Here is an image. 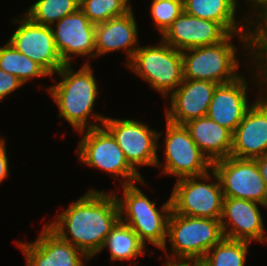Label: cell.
<instances>
[{
    "label": "cell",
    "mask_w": 267,
    "mask_h": 266,
    "mask_svg": "<svg viewBox=\"0 0 267 266\" xmlns=\"http://www.w3.org/2000/svg\"><path fill=\"white\" fill-rule=\"evenodd\" d=\"M119 216L115 194L91 188L46 225L92 259L100 254Z\"/></svg>",
    "instance_id": "1"
},
{
    "label": "cell",
    "mask_w": 267,
    "mask_h": 266,
    "mask_svg": "<svg viewBox=\"0 0 267 266\" xmlns=\"http://www.w3.org/2000/svg\"><path fill=\"white\" fill-rule=\"evenodd\" d=\"M234 37L239 38L240 44L242 43L245 52L242 54L246 56L244 66L247 64L248 68L252 65L258 58V33H233L217 44L182 51L183 79L203 80L220 85L240 77L243 73L238 69L242 65L237 58L239 51L232 41Z\"/></svg>",
    "instance_id": "2"
},
{
    "label": "cell",
    "mask_w": 267,
    "mask_h": 266,
    "mask_svg": "<svg viewBox=\"0 0 267 266\" xmlns=\"http://www.w3.org/2000/svg\"><path fill=\"white\" fill-rule=\"evenodd\" d=\"M55 74L62 81L48 86L47 93L58 106L59 117L65 119L77 132L103 126L107 116L94 110L100 91L90 61L87 59L78 71L72 64H65Z\"/></svg>",
    "instance_id": "3"
},
{
    "label": "cell",
    "mask_w": 267,
    "mask_h": 266,
    "mask_svg": "<svg viewBox=\"0 0 267 266\" xmlns=\"http://www.w3.org/2000/svg\"><path fill=\"white\" fill-rule=\"evenodd\" d=\"M165 263L197 264L223 238L220 219L191 217L171 211L167 223ZM171 245L168 254L167 242Z\"/></svg>",
    "instance_id": "4"
},
{
    "label": "cell",
    "mask_w": 267,
    "mask_h": 266,
    "mask_svg": "<svg viewBox=\"0 0 267 266\" xmlns=\"http://www.w3.org/2000/svg\"><path fill=\"white\" fill-rule=\"evenodd\" d=\"M122 187V197L113 191L120 221L129 225L145 245L149 243L161 250L166 244L167 223L172 211L170 197L158 209L156 202L150 200L135 183Z\"/></svg>",
    "instance_id": "5"
},
{
    "label": "cell",
    "mask_w": 267,
    "mask_h": 266,
    "mask_svg": "<svg viewBox=\"0 0 267 266\" xmlns=\"http://www.w3.org/2000/svg\"><path fill=\"white\" fill-rule=\"evenodd\" d=\"M248 70L255 77L254 90L257 87L260 96L255 98L232 135L231 156L241 159H255L267 154V95H264L267 94V70L258 58Z\"/></svg>",
    "instance_id": "6"
},
{
    "label": "cell",
    "mask_w": 267,
    "mask_h": 266,
    "mask_svg": "<svg viewBox=\"0 0 267 266\" xmlns=\"http://www.w3.org/2000/svg\"><path fill=\"white\" fill-rule=\"evenodd\" d=\"M138 77L168 98L183 81V57L162 39L156 45L139 46L131 61L125 65ZM129 67V68H128Z\"/></svg>",
    "instance_id": "7"
},
{
    "label": "cell",
    "mask_w": 267,
    "mask_h": 266,
    "mask_svg": "<svg viewBox=\"0 0 267 266\" xmlns=\"http://www.w3.org/2000/svg\"><path fill=\"white\" fill-rule=\"evenodd\" d=\"M78 133L82 138L78 141L76 153L81 163L102 170L113 179L122 177L121 186L133 183L141 186L146 184L144 177L129 165L115 138L104 126Z\"/></svg>",
    "instance_id": "8"
},
{
    "label": "cell",
    "mask_w": 267,
    "mask_h": 266,
    "mask_svg": "<svg viewBox=\"0 0 267 266\" xmlns=\"http://www.w3.org/2000/svg\"><path fill=\"white\" fill-rule=\"evenodd\" d=\"M170 200L172 212L179 215L221 219L224 194L212 169L201 176L176 180Z\"/></svg>",
    "instance_id": "9"
},
{
    "label": "cell",
    "mask_w": 267,
    "mask_h": 266,
    "mask_svg": "<svg viewBox=\"0 0 267 266\" xmlns=\"http://www.w3.org/2000/svg\"><path fill=\"white\" fill-rule=\"evenodd\" d=\"M165 121L164 162L159 161L158 157L155 167H163L161 174L173 175L176 180L208 173L212 163L198 148L185 126Z\"/></svg>",
    "instance_id": "10"
},
{
    "label": "cell",
    "mask_w": 267,
    "mask_h": 266,
    "mask_svg": "<svg viewBox=\"0 0 267 266\" xmlns=\"http://www.w3.org/2000/svg\"><path fill=\"white\" fill-rule=\"evenodd\" d=\"M103 126L115 138L129 165L141 176L138 167L156 166L158 142L162 132L134 119L106 117Z\"/></svg>",
    "instance_id": "11"
},
{
    "label": "cell",
    "mask_w": 267,
    "mask_h": 266,
    "mask_svg": "<svg viewBox=\"0 0 267 266\" xmlns=\"http://www.w3.org/2000/svg\"><path fill=\"white\" fill-rule=\"evenodd\" d=\"M224 197L238 198L263 204L267 207V189L254 159L233 156L212 163Z\"/></svg>",
    "instance_id": "12"
},
{
    "label": "cell",
    "mask_w": 267,
    "mask_h": 266,
    "mask_svg": "<svg viewBox=\"0 0 267 266\" xmlns=\"http://www.w3.org/2000/svg\"><path fill=\"white\" fill-rule=\"evenodd\" d=\"M12 22L19 25L9 38L8 42L20 53L39 64L54 79L65 64L55 46L51 26L33 22L24 13Z\"/></svg>",
    "instance_id": "13"
},
{
    "label": "cell",
    "mask_w": 267,
    "mask_h": 266,
    "mask_svg": "<svg viewBox=\"0 0 267 266\" xmlns=\"http://www.w3.org/2000/svg\"><path fill=\"white\" fill-rule=\"evenodd\" d=\"M16 244L24 253L26 266H86L91 260L83 251L62 240L46 223L34 241Z\"/></svg>",
    "instance_id": "14"
},
{
    "label": "cell",
    "mask_w": 267,
    "mask_h": 266,
    "mask_svg": "<svg viewBox=\"0 0 267 266\" xmlns=\"http://www.w3.org/2000/svg\"><path fill=\"white\" fill-rule=\"evenodd\" d=\"M56 49L64 64H73L75 57L95 58V25L79 8L52 26Z\"/></svg>",
    "instance_id": "15"
},
{
    "label": "cell",
    "mask_w": 267,
    "mask_h": 266,
    "mask_svg": "<svg viewBox=\"0 0 267 266\" xmlns=\"http://www.w3.org/2000/svg\"><path fill=\"white\" fill-rule=\"evenodd\" d=\"M263 204L249 200L224 197L221 226L225 238L267 243V232L259 206ZM266 232V233H265Z\"/></svg>",
    "instance_id": "16"
},
{
    "label": "cell",
    "mask_w": 267,
    "mask_h": 266,
    "mask_svg": "<svg viewBox=\"0 0 267 266\" xmlns=\"http://www.w3.org/2000/svg\"><path fill=\"white\" fill-rule=\"evenodd\" d=\"M229 34L220 23L201 19L183 11L160 39L182 52L191 48L217 44Z\"/></svg>",
    "instance_id": "17"
},
{
    "label": "cell",
    "mask_w": 267,
    "mask_h": 266,
    "mask_svg": "<svg viewBox=\"0 0 267 266\" xmlns=\"http://www.w3.org/2000/svg\"><path fill=\"white\" fill-rule=\"evenodd\" d=\"M218 85L209 81L183 79L169 96L170 105L165 108V120L183 125L189 120L207 116L213 93Z\"/></svg>",
    "instance_id": "18"
},
{
    "label": "cell",
    "mask_w": 267,
    "mask_h": 266,
    "mask_svg": "<svg viewBox=\"0 0 267 266\" xmlns=\"http://www.w3.org/2000/svg\"><path fill=\"white\" fill-rule=\"evenodd\" d=\"M247 85L244 75L233 82L218 85L213 93L207 116L233 133L253 104L247 96Z\"/></svg>",
    "instance_id": "19"
},
{
    "label": "cell",
    "mask_w": 267,
    "mask_h": 266,
    "mask_svg": "<svg viewBox=\"0 0 267 266\" xmlns=\"http://www.w3.org/2000/svg\"><path fill=\"white\" fill-rule=\"evenodd\" d=\"M138 26L132 9L123 16L95 25V57L124 51L128 64L139 48Z\"/></svg>",
    "instance_id": "20"
},
{
    "label": "cell",
    "mask_w": 267,
    "mask_h": 266,
    "mask_svg": "<svg viewBox=\"0 0 267 266\" xmlns=\"http://www.w3.org/2000/svg\"><path fill=\"white\" fill-rule=\"evenodd\" d=\"M183 125L211 163L231 156L233 133L227 128L208 116L189 120Z\"/></svg>",
    "instance_id": "21"
},
{
    "label": "cell",
    "mask_w": 267,
    "mask_h": 266,
    "mask_svg": "<svg viewBox=\"0 0 267 266\" xmlns=\"http://www.w3.org/2000/svg\"><path fill=\"white\" fill-rule=\"evenodd\" d=\"M183 8L189 15L220 23L230 34L257 33L244 18L237 21L239 0H183Z\"/></svg>",
    "instance_id": "22"
},
{
    "label": "cell",
    "mask_w": 267,
    "mask_h": 266,
    "mask_svg": "<svg viewBox=\"0 0 267 266\" xmlns=\"http://www.w3.org/2000/svg\"><path fill=\"white\" fill-rule=\"evenodd\" d=\"M146 246L129 225L119 220L107 235L100 252L108 248L110 261H133L146 254Z\"/></svg>",
    "instance_id": "23"
},
{
    "label": "cell",
    "mask_w": 267,
    "mask_h": 266,
    "mask_svg": "<svg viewBox=\"0 0 267 266\" xmlns=\"http://www.w3.org/2000/svg\"><path fill=\"white\" fill-rule=\"evenodd\" d=\"M0 69L18 77L24 84L50 75L36 62L20 53L9 42L0 47Z\"/></svg>",
    "instance_id": "24"
},
{
    "label": "cell",
    "mask_w": 267,
    "mask_h": 266,
    "mask_svg": "<svg viewBox=\"0 0 267 266\" xmlns=\"http://www.w3.org/2000/svg\"><path fill=\"white\" fill-rule=\"evenodd\" d=\"M250 242L223 238L198 263L201 266H245Z\"/></svg>",
    "instance_id": "25"
},
{
    "label": "cell",
    "mask_w": 267,
    "mask_h": 266,
    "mask_svg": "<svg viewBox=\"0 0 267 266\" xmlns=\"http://www.w3.org/2000/svg\"><path fill=\"white\" fill-rule=\"evenodd\" d=\"M79 8L80 0H38L24 14L37 24L52 26Z\"/></svg>",
    "instance_id": "26"
},
{
    "label": "cell",
    "mask_w": 267,
    "mask_h": 266,
    "mask_svg": "<svg viewBox=\"0 0 267 266\" xmlns=\"http://www.w3.org/2000/svg\"><path fill=\"white\" fill-rule=\"evenodd\" d=\"M80 9L92 24L97 25L123 16L133 8L129 0H80Z\"/></svg>",
    "instance_id": "27"
},
{
    "label": "cell",
    "mask_w": 267,
    "mask_h": 266,
    "mask_svg": "<svg viewBox=\"0 0 267 266\" xmlns=\"http://www.w3.org/2000/svg\"><path fill=\"white\" fill-rule=\"evenodd\" d=\"M183 11V0H159L151 1L149 14L154 27L162 35Z\"/></svg>",
    "instance_id": "28"
},
{
    "label": "cell",
    "mask_w": 267,
    "mask_h": 266,
    "mask_svg": "<svg viewBox=\"0 0 267 266\" xmlns=\"http://www.w3.org/2000/svg\"><path fill=\"white\" fill-rule=\"evenodd\" d=\"M245 3H250L247 5L251 12L244 14V20L258 33L267 25V0H246Z\"/></svg>",
    "instance_id": "29"
},
{
    "label": "cell",
    "mask_w": 267,
    "mask_h": 266,
    "mask_svg": "<svg viewBox=\"0 0 267 266\" xmlns=\"http://www.w3.org/2000/svg\"><path fill=\"white\" fill-rule=\"evenodd\" d=\"M23 85L18 77L0 69V102Z\"/></svg>",
    "instance_id": "30"
},
{
    "label": "cell",
    "mask_w": 267,
    "mask_h": 266,
    "mask_svg": "<svg viewBox=\"0 0 267 266\" xmlns=\"http://www.w3.org/2000/svg\"><path fill=\"white\" fill-rule=\"evenodd\" d=\"M6 145V140L3 137L0 138V184L10 175Z\"/></svg>",
    "instance_id": "31"
},
{
    "label": "cell",
    "mask_w": 267,
    "mask_h": 266,
    "mask_svg": "<svg viewBox=\"0 0 267 266\" xmlns=\"http://www.w3.org/2000/svg\"><path fill=\"white\" fill-rule=\"evenodd\" d=\"M258 59L267 70V25L258 32Z\"/></svg>",
    "instance_id": "32"
},
{
    "label": "cell",
    "mask_w": 267,
    "mask_h": 266,
    "mask_svg": "<svg viewBox=\"0 0 267 266\" xmlns=\"http://www.w3.org/2000/svg\"><path fill=\"white\" fill-rule=\"evenodd\" d=\"M267 189V154L254 159Z\"/></svg>",
    "instance_id": "33"
},
{
    "label": "cell",
    "mask_w": 267,
    "mask_h": 266,
    "mask_svg": "<svg viewBox=\"0 0 267 266\" xmlns=\"http://www.w3.org/2000/svg\"><path fill=\"white\" fill-rule=\"evenodd\" d=\"M164 266H192V264H184V263H165Z\"/></svg>",
    "instance_id": "34"
},
{
    "label": "cell",
    "mask_w": 267,
    "mask_h": 266,
    "mask_svg": "<svg viewBox=\"0 0 267 266\" xmlns=\"http://www.w3.org/2000/svg\"><path fill=\"white\" fill-rule=\"evenodd\" d=\"M192 266H201V265H199V264L197 263V264H192Z\"/></svg>",
    "instance_id": "35"
}]
</instances>
